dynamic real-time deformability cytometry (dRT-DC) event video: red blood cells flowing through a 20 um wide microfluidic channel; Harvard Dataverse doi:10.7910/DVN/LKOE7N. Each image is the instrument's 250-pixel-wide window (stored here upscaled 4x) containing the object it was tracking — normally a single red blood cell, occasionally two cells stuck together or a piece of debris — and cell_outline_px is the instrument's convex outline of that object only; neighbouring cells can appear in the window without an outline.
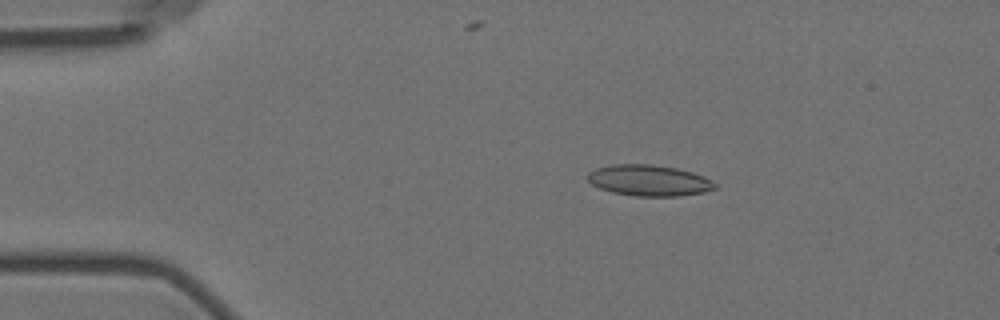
{"species": "Egyptian fruit bat (a non-hibernating species)", "species_latin": "Rousettus aegyptiacus", "temperature_condition": "room temperature", "stored_images_in_passage": 3, "camera_frame_rate_fps": 3000, "um_per_image_px": 0.085, "animal": {"sex": "female"}, "frame": {"image": 1, "passage_image": 2, "time_ms": 1.333, "image_size_px": [1000, 320], "cell_outline_px": [[716, 188], [704, 192], [680, 196], [636, 196], [612, 192], [600, 188], [592, 184], [588, 180], [588, 172], [596, 168], [612, 164], [652, 164], [676, 168], [692, 172], [704, 176], [712, 180], [716, 184]], "centroid_in_image_um": [55.18, 15.33], "position_along_channel_um": 29.8, "area_um2": 23.06}}